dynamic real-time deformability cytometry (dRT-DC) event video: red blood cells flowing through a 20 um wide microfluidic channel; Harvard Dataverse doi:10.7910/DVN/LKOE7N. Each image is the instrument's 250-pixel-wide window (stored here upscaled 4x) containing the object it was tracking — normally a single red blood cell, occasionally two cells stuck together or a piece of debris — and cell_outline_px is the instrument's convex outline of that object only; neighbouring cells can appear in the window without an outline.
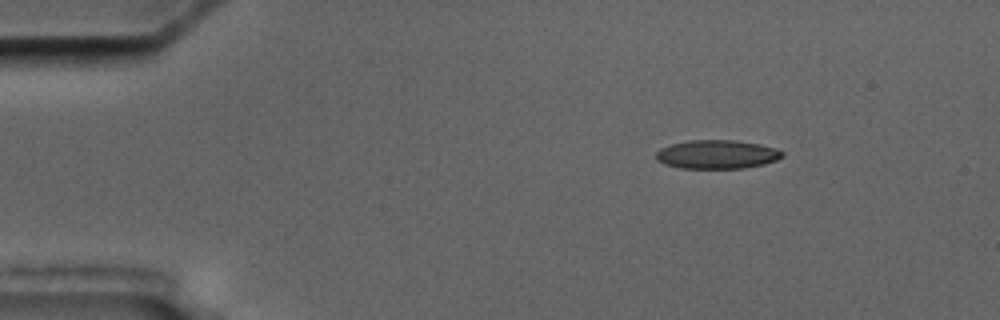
{"species": "common noctule bat (a hibernating species)", "species_latin": "Nyctalus noctula", "temperature_condition": "cold", "stored_images_in_passage": 3, "camera_frame_rate_fps": 3000, "um_per_image_px": 0.085, "animal": {"sex": "male", "body_mass_g": 17.5, "forearm_length_mm": 52.3}, "frame": {"image": 1, "passage_image": 1, "time_ms": 0.0, "image_size_px": [1000, 320], "cell_outline_px": [[784, 156], [776, 160], [764, 164], [744, 168], [680, 168], [664, 164], [656, 160], [656, 152], [660, 148], [672, 144], [688, 140], [736, 140], [760, 144], [776, 148], [784, 152]], "centroid_in_image_um": [60.95, 13.12], "position_along_channel_um": 24.1, "area_um2": 21.27}}